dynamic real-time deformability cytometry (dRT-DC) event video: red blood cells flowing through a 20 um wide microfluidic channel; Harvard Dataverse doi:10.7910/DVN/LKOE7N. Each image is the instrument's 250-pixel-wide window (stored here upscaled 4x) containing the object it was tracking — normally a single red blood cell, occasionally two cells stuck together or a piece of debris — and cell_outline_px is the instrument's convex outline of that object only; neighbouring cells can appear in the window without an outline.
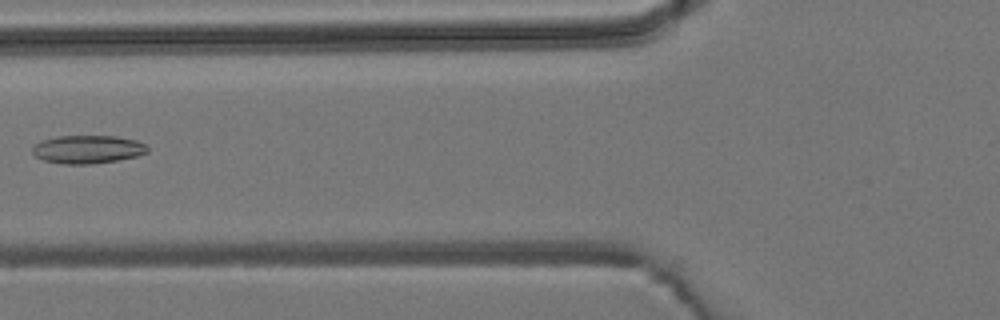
{"species": "common noctule bat (a hibernating species)", "species_latin": "Nyctalus noctula", "temperature_condition": "room temperature", "stored_images_in_passage": 2, "camera_frame_rate_fps": 3000, "um_per_image_px": 0.085, "animal": {"sex": "male", "body_mass_g": 19.2, "forearm_length_mm": 51.8}, "frame": {"image": 1, "passage_image": 2, "time_ms": 1.333, "image_size_px": [1000, 320], "cell_outline_px": [[148, 152], [136, 156], [116, 160], [92, 164], [64, 164], [44, 160], [36, 156], [32, 152], [32, 148], [40, 140], [56, 136], [116, 136], [136, 140], [144, 144], [148, 148]], "centroid_in_image_um": [7.43, 12.69], "position_along_channel_um": 118.4, "area_um2": 18.84}}